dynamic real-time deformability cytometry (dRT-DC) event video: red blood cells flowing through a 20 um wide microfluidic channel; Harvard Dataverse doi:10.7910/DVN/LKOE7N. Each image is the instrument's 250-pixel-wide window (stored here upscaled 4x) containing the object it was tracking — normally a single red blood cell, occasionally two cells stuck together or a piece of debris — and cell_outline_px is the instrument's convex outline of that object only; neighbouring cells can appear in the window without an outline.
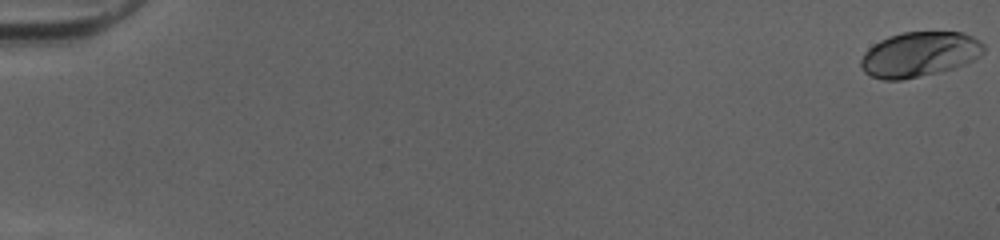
{"species": "human", "species_latin": "Homo sapiens", "temperature_condition": "cold", "stored_images_in_passage": 52, "camera_frame_rate_fps": 3000, "um_per_image_px": 0.085, "donor": {"sex": "female"}, "frame": {"image": 1, "passage_image": 1, "time_ms": 0.0, "image_size_px": [1000, 240], "cell_outline_px": [[984, 52], [980, 56], [964, 64], [952, 68], [936, 72], [900, 80], [884, 80], [872, 76], [864, 72], [860, 64], [860, 60], [864, 52], [872, 44], [888, 36], [904, 32], [964, 32], [980, 40], [984, 44]], "centroid_in_image_um": [78.13, 4.6], "position_along_channel_um": 6.9, "area_um2": 32.14}}
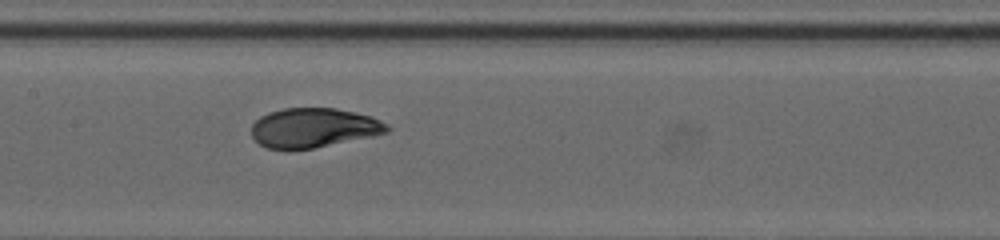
{"frame": {"image": 2, "passage_image": 28, "time_ms": 9.0, "image_size_px": [1000, 240], "cell_outline_px": [[392, 128], [388, 132], [372, 136], [312, 148], [268, 148], [260, 144], [252, 136], [252, 124], [260, 116], [268, 112], [284, 108], [336, 108], [356, 112], [372, 116], [388, 124]], "centroid_in_image_um": [26.69, 10.84], "position_along_channel_um": 180.7, "area_um2": 30.98}}
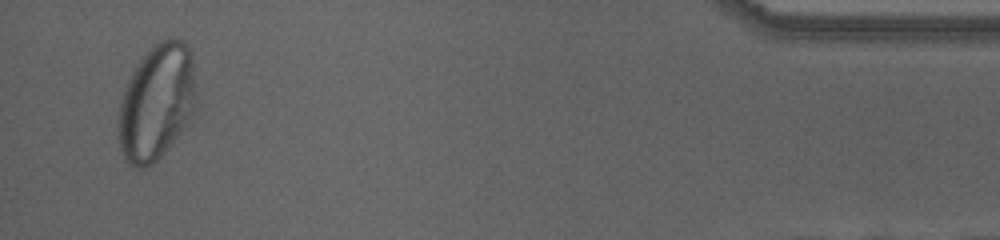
{"frame": {"image": 3, "passage_image": 51, "time_ms": 16.667, "image_size_px": [1000, 240], "cell_outline_px": [[192, 124], [152, 164], [144, 168], [136, 168], [128, 164], [120, 148], [120, 104], [128, 80], [132, 72], [140, 60], [152, 44], [168, 36], [172, 36], [184, 40], [192, 48]], "centroid_in_image_um": [13.33, 8.67], "position_along_channel_um": 421.9, "area_um2": 52.19}, "authors_computed_cell_mechanics": {"area_um2": 32.2235, "velocity_mm_per_s": 4.0367, "shape_relaxation_time_tau1_ms": 4.4721, "shape_relaxation_time_tau2_ms": null, "deformation_change_tau1": 0.1813, "deformation_change_tau2": null}}